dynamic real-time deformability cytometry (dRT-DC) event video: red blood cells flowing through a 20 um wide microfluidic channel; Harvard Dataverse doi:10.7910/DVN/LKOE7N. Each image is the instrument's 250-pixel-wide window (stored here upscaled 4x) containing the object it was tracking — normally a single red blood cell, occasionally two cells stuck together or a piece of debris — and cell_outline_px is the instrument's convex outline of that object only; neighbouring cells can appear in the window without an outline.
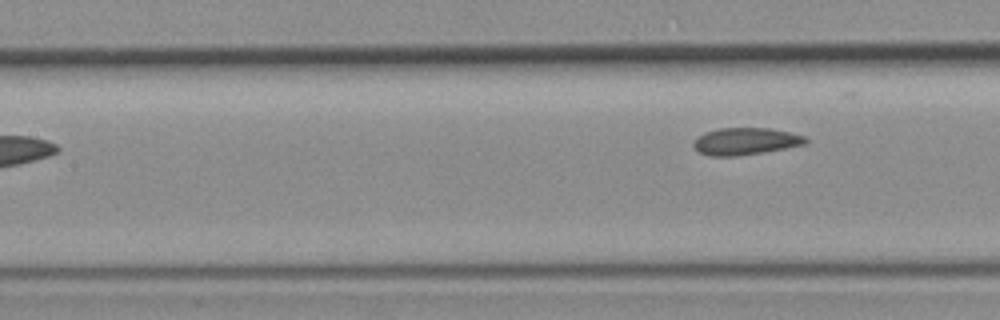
{"species": "common noctule bat (a hibernating species)", "species_latin": "Nyctalus noctula", "temperature_condition": "room temperature", "stored_images_in_passage": 6, "camera_frame_rate_fps": 3000, "um_per_image_px": 0.085, "animal": {"sex": "female", "body_mass_g": 19.3, "forearm_length_mm": 54.1}, "frame": {"image": 1, "passage_image": 6, "time_ms": 6.333, "image_size_px": [1000, 320], "cell_outline_px": [[808, 140], [804, 144], [764, 152], [736, 156], [712, 156], [700, 152], [692, 144], [704, 132], [720, 128], [772, 128], [804, 136]], "centroid_in_image_um": [63.37, 12.0], "position_along_channel_um": 144.0, "area_um2": 17.4}}